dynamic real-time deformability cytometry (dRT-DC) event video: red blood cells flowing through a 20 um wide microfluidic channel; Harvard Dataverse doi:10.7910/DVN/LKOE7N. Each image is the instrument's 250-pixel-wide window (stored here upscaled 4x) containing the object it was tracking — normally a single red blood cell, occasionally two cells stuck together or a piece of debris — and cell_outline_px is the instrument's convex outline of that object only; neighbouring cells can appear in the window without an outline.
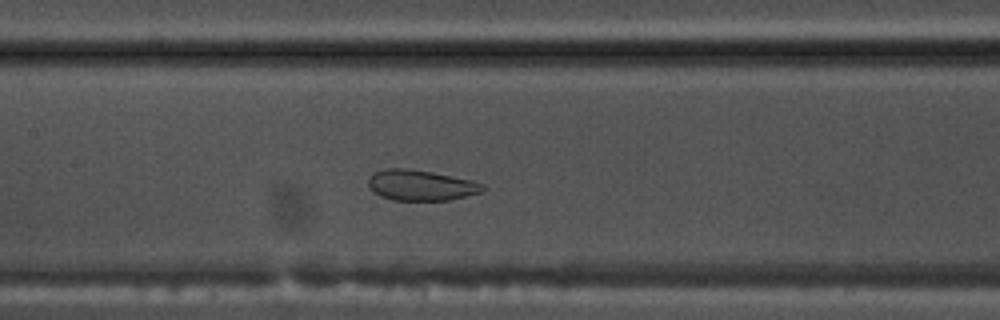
{"species": "common noctule bat (a hibernating species)", "species_latin": "Nyctalus noctula", "temperature_condition": "warm", "stored_images_in_passage": 51, "camera_frame_rate_fps": 3000, "um_per_image_px": 0.085, "animal": {"sex": "male", "body_mass_g": 17.5, "forearm_length_mm": 52.3}, "frame": {"image": 1, "passage_image": 23, "time_ms": 7.333, "image_size_px": [1000, 320], "cell_outline_px": [[484, 188], [480, 192], [448, 200], [392, 200], [380, 196], [372, 192], [368, 188], [368, 176], [372, 172], [384, 168], [408, 168], [432, 172], [472, 180], [484, 184]], "centroid_in_image_um": [35.68, 15.73], "position_along_channel_um": 171.7, "area_um2": 20.58}}
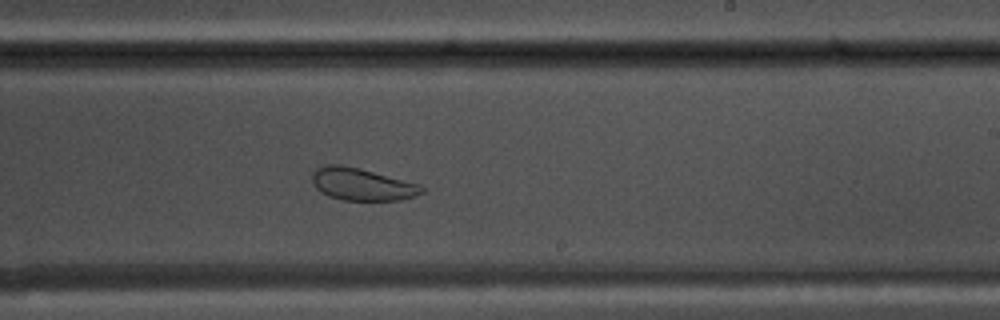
{"frame": {"image": 2, "passage_image": 30, "time_ms": 9.667, "image_size_px": [1000, 320], "cell_outline_px": [[424, 192], [400, 200], [340, 200], [328, 196], [320, 192], [312, 184], [312, 172], [316, 168], [324, 164], [340, 164], [360, 168], [420, 184], [424, 188]], "centroid_in_image_um": [30.71, 15.65], "position_along_channel_um": 258.3, "area_um2": 20.81}}
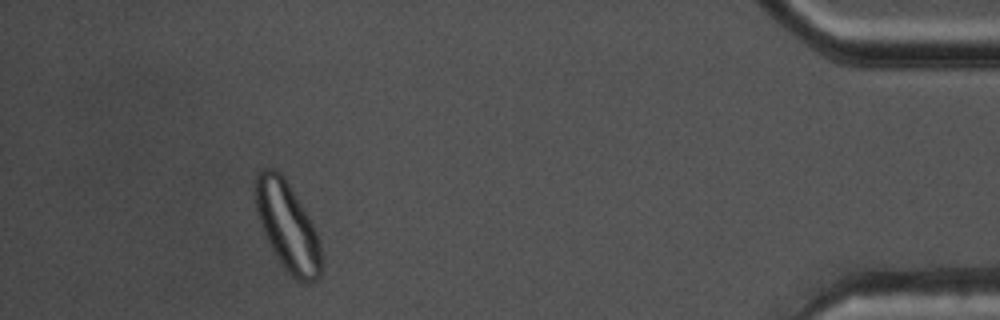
{"frame": {"image": 3, "passage_image": 47, "time_ms": 15.333, "image_size_px": [1000, 320], "cell_outline_px": [[324, 268], [320, 276], [316, 280], [304, 284], [296, 280], [288, 272], [272, 248], [268, 240], [260, 220], [256, 208], [256, 176], [264, 168], [276, 168], [284, 176], [304, 208], [316, 232], [320, 244]], "centroid_in_image_um": [24.49, 19.27], "position_along_channel_um": 410.7, "area_um2": 33.64}, "authors_computed_cell_mechanics": {"area_um2": 29.3046, "velocity_mm_per_s": 3.7179, "shape_relaxation_time_tau1_ms": null, "shape_relaxation_time_tau2_ms": 0.8477, "deformation_change_tau1": null, "deformation_change_tau2": 0.0658}}